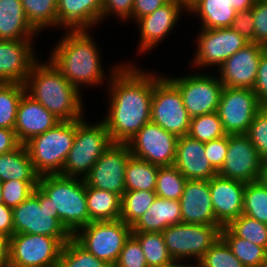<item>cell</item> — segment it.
Returning <instances> with one entry per match:
<instances>
[{"mask_svg":"<svg viewBox=\"0 0 267 267\" xmlns=\"http://www.w3.org/2000/svg\"><path fill=\"white\" fill-rule=\"evenodd\" d=\"M75 134L76 121H60L24 144L34 169L40 176L62 172Z\"/></svg>","mask_w":267,"mask_h":267,"instance_id":"6","label":"cell"},{"mask_svg":"<svg viewBox=\"0 0 267 267\" xmlns=\"http://www.w3.org/2000/svg\"><path fill=\"white\" fill-rule=\"evenodd\" d=\"M15 234H40L57 238L63 245L72 234L58 219L51 199L38 186L19 206L12 208Z\"/></svg>","mask_w":267,"mask_h":267,"instance_id":"5","label":"cell"},{"mask_svg":"<svg viewBox=\"0 0 267 267\" xmlns=\"http://www.w3.org/2000/svg\"><path fill=\"white\" fill-rule=\"evenodd\" d=\"M263 107L253 89L224 87L217 113L227 135L246 134Z\"/></svg>","mask_w":267,"mask_h":267,"instance_id":"14","label":"cell"},{"mask_svg":"<svg viewBox=\"0 0 267 267\" xmlns=\"http://www.w3.org/2000/svg\"><path fill=\"white\" fill-rule=\"evenodd\" d=\"M24 85L26 93L60 121H76L84 117L81 91L50 60L37 61Z\"/></svg>","mask_w":267,"mask_h":267,"instance_id":"3","label":"cell"},{"mask_svg":"<svg viewBox=\"0 0 267 267\" xmlns=\"http://www.w3.org/2000/svg\"><path fill=\"white\" fill-rule=\"evenodd\" d=\"M253 91L259 102L267 106V49L261 55Z\"/></svg>","mask_w":267,"mask_h":267,"instance_id":"50","label":"cell"},{"mask_svg":"<svg viewBox=\"0 0 267 267\" xmlns=\"http://www.w3.org/2000/svg\"><path fill=\"white\" fill-rule=\"evenodd\" d=\"M182 223L178 200L156 197L149 209L131 226L132 232H162Z\"/></svg>","mask_w":267,"mask_h":267,"instance_id":"26","label":"cell"},{"mask_svg":"<svg viewBox=\"0 0 267 267\" xmlns=\"http://www.w3.org/2000/svg\"><path fill=\"white\" fill-rule=\"evenodd\" d=\"M246 183L215 175L209 179L210 197L217 223L228 226L243 212Z\"/></svg>","mask_w":267,"mask_h":267,"instance_id":"21","label":"cell"},{"mask_svg":"<svg viewBox=\"0 0 267 267\" xmlns=\"http://www.w3.org/2000/svg\"><path fill=\"white\" fill-rule=\"evenodd\" d=\"M237 237L249 240L267 250V224L241 214L227 226Z\"/></svg>","mask_w":267,"mask_h":267,"instance_id":"41","label":"cell"},{"mask_svg":"<svg viewBox=\"0 0 267 267\" xmlns=\"http://www.w3.org/2000/svg\"><path fill=\"white\" fill-rule=\"evenodd\" d=\"M3 203V198H2V182L0 181V204Z\"/></svg>","mask_w":267,"mask_h":267,"instance_id":"59","label":"cell"},{"mask_svg":"<svg viewBox=\"0 0 267 267\" xmlns=\"http://www.w3.org/2000/svg\"><path fill=\"white\" fill-rule=\"evenodd\" d=\"M231 28L243 36L249 43H255L253 7L238 11L233 19Z\"/></svg>","mask_w":267,"mask_h":267,"instance_id":"49","label":"cell"},{"mask_svg":"<svg viewBox=\"0 0 267 267\" xmlns=\"http://www.w3.org/2000/svg\"><path fill=\"white\" fill-rule=\"evenodd\" d=\"M132 235L139 241L148 267H165L175 262L161 232H132Z\"/></svg>","mask_w":267,"mask_h":267,"instance_id":"33","label":"cell"},{"mask_svg":"<svg viewBox=\"0 0 267 267\" xmlns=\"http://www.w3.org/2000/svg\"><path fill=\"white\" fill-rule=\"evenodd\" d=\"M138 67L125 61L107 80L109 105L101 120L113 143H127L150 122L154 72Z\"/></svg>","mask_w":267,"mask_h":267,"instance_id":"1","label":"cell"},{"mask_svg":"<svg viewBox=\"0 0 267 267\" xmlns=\"http://www.w3.org/2000/svg\"><path fill=\"white\" fill-rule=\"evenodd\" d=\"M113 267H148L139 241L131 234Z\"/></svg>","mask_w":267,"mask_h":267,"instance_id":"45","label":"cell"},{"mask_svg":"<svg viewBox=\"0 0 267 267\" xmlns=\"http://www.w3.org/2000/svg\"><path fill=\"white\" fill-rule=\"evenodd\" d=\"M170 0H134L132 10V21L153 13Z\"/></svg>","mask_w":267,"mask_h":267,"instance_id":"51","label":"cell"},{"mask_svg":"<svg viewBox=\"0 0 267 267\" xmlns=\"http://www.w3.org/2000/svg\"><path fill=\"white\" fill-rule=\"evenodd\" d=\"M159 166L131 156L125 169V191H155Z\"/></svg>","mask_w":267,"mask_h":267,"instance_id":"32","label":"cell"},{"mask_svg":"<svg viewBox=\"0 0 267 267\" xmlns=\"http://www.w3.org/2000/svg\"><path fill=\"white\" fill-rule=\"evenodd\" d=\"M189 261L190 260H188V262L186 261L187 264L185 262L175 261L171 265L165 267H198V263L194 262V264H190Z\"/></svg>","mask_w":267,"mask_h":267,"instance_id":"57","label":"cell"},{"mask_svg":"<svg viewBox=\"0 0 267 267\" xmlns=\"http://www.w3.org/2000/svg\"><path fill=\"white\" fill-rule=\"evenodd\" d=\"M0 234L9 239L15 234L12 208L4 203L0 204Z\"/></svg>","mask_w":267,"mask_h":267,"instance_id":"52","label":"cell"},{"mask_svg":"<svg viewBox=\"0 0 267 267\" xmlns=\"http://www.w3.org/2000/svg\"><path fill=\"white\" fill-rule=\"evenodd\" d=\"M131 234V226L119 219L90 222L78 229L72 238L86 251L113 267Z\"/></svg>","mask_w":267,"mask_h":267,"instance_id":"8","label":"cell"},{"mask_svg":"<svg viewBox=\"0 0 267 267\" xmlns=\"http://www.w3.org/2000/svg\"><path fill=\"white\" fill-rule=\"evenodd\" d=\"M0 267H9V238L0 234Z\"/></svg>","mask_w":267,"mask_h":267,"instance_id":"54","label":"cell"},{"mask_svg":"<svg viewBox=\"0 0 267 267\" xmlns=\"http://www.w3.org/2000/svg\"><path fill=\"white\" fill-rule=\"evenodd\" d=\"M86 198L90 222L120 219L121 197L116 193L86 185Z\"/></svg>","mask_w":267,"mask_h":267,"instance_id":"30","label":"cell"},{"mask_svg":"<svg viewBox=\"0 0 267 267\" xmlns=\"http://www.w3.org/2000/svg\"><path fill=\"white\" fill-rule=\"evenodd\" d=\"M25 16L32 27L43 32L57 28V0H21Z\"/></svg>","mask_w":267,"mask_h":267,"instance_id":"34","label":"cell"},{"mask_svg":"<svg viewBox=\"0 0 267 267\" xmlns=\"http://www.w3.org/2000/svg\"><path fill=\"white\" fill-rule=\"evenodd\" d=\"M131 156L126 143H112L83 178L85 184L122 197L125 192V169Z\"/></svg>","mask_w":267,"mask_h":267,"instance_id":"15","label":"cell"},{"mask_svg":"<svg viewBox=\"0 0 267 267\" xmlns=\"http://www.w3.org/2000/svg\"><path fill=\"white\" fill-rule=\"evenodd\" d=\"M198 267H245L220 237L203 255Z\"/></svg>","mask_w":267,"mask_h":267,"instance_id":"42","label":"cell"},{"mask_svg":"<svg viewBox=\"0 0 267 267\" xmlns=\"http://www.w3.org/2000/svg\"><path fill=\"white\" fill-rule=\"evenodd\" d=\"M185 11L187 12V8L181 2L170 0L153 13L138 19L135 23L140 30V40L137 45L139 49H136L139 50V54L151 52L150 50L161 44V41L163 43Z\"/></svg>","mask_w":267,"mask_h":267,"instance_id":"19","label":"cell"},{"mask_svg":"<svg viewBox=\"0 0 267 267\" xmlns=\"http://www.w3.org/2000/svg\"><path fill=\"white\" fill-rule=\"evenodd\" d=\"M189 137L200 142H209L226 136L222 122L217 112L207 113L191 118Z\"/></svg>","mask_w":267,"mask_h":267,"instance_id":"37","label":"cell"},{"mask_svg":"<svg viewBox=\"0 0 267 267\" xmlns=\"http://www.w3.org/2000/svg\"><path fill=\"white\" fill-rule=\"evenodd\" d=\"M25 85L20 83H0V128L14 129L17 108Z\"/></svg>","mask_w":267,"mask_h":267,"instance_id":"36","label":"cell"},{"mask_svg":"<svg viewBox=\"0 0 267 267\" xmlns=\"http://www.w3.org/2000/svg\"><path fill=\"white\" fill-rule=\"evenodd\" d=\"M134 0H102V19L105 20L106 17L115 15L116 18L126 20V22L132 19Z\"/></svg>","mask_w":267,"mask_h":267,"instance_id":"47","label":"cell"},{"mask_svg":"<svg viewBox=\"0 0 267 267\" xmlns=\"http://www.w3.org/2000/svg\"><path fill=\"white\" fill-rule=\"evenodd\" d=\"M101 19L102 0H57V30H89Z\"/></svg>","mask_w":267,"mask_h":267,"instance_id":"25","label":"cell"},{"mask_svg":"<svg viewBox=\"0 0 267 267\" xmlns=\"http://www.w3.org/2000/svg\"><path fill=\"white\" fill-rule=\"evenodd\" d=\"M27 148L21 144L15 150L0 154V181L39 180Z\"/></svg>","mask_w":267,"mask_h":267,"instance_id":"29","label":"cell"},{"mask_svg":"<svg viewBox=\"0 0 267 267\" xmlns=\"http://www.w3.org/2000/svg\"><path fill=\"white\" fill-rule=\"evenodd\" d=\"M38 186V180H9L2 182L3 203L11 208L24 202Z\"/></svg>","mask_w":267,"mask_h":267,"instance_id":"43","label":"cell"},{"mask_svg":"<svg viewBox=\"0 0 267 267\" xmlns=\"http://www.w3.org/2000/svg\"><path fill=\"white\" fill-rule=\"evenodd\" d=\"M228 149V135L205 142L206 158L210 161L211 165L219 171L223 166Z\"/></svg>","mask_w":267,"mask_h":267,"instance_id":"48","label":"cell"},{"mask_svg":"<svg viewBox=\"0 0 267 267\" xmlns=\"http://www.w3.org/2000/svg\"><path fill=\"white\" fill-rule=\"evenodd\" d=\"M156 197L155 191H125L121 197L120 220L132 226L149 209Z\"/></svg>","mask_w":267,"mask_h":267,"instance_id":"35","label":"cell"},{"mask_svg":"<svg viewBox=\"0 0 267 267\" xmlns=\"http://www.w3.org/2000/svg\"><path fill=\"white\" fill-rule=\"evenodd\" d=\"M220 225L175 224L161 233L174 261L185 262L189 258L196 263L221 237Z\"/></svg>","mask_w":267,"mask_h":267,"instance_id":"10","label":"cell"},{"mask_svg":"<svg viewBox=\"0 0 267 267\" xmlns=\"http://www.w3.org/2000/svg\"><path fill=\"white\" fill-rule=\"evenodd\" d=\"M255 2L256 0H230V4L237 12L252 8Z\"/></svg>","mask_w":267,"mask_h":267,"instance_id":"55","label":"cell"},{"mask_svg":"<svg viewBox=\"0 0 267 267\" xmlns=\"http://www.w3.org/2000/svg\"><path fill=\"white\" fill-rule=\"evenodd\" d=\"M93 124L85 118L76 120V134L63 170L65 177L84 178L102 155L113 143L102 120Z\"/></svg>","mask_w":267,"mask_h":267,"instance_id":"7","label":"cell"},{"mask_svg":"<svg viewBox=\"0 0 267 267\" xmlns=\"http://www.w3.org/2000/svg\"><path fill=\"white\" fill-rule=\"evenodd\" d=\"M177 140L176 135L150 121L126 144L132 156L164 167L174 165Z\"/></svg>","mask_w":267,"mask_h":267,"instance_id":"16","label":"cell"},{"mask_svg":"<svg viewBox=\"0 0 267 267\" xmlns=\"http://www.w3.org/2000/svg\"><path fill=\"white\" fill-rule=\"evenodd\" d=\"M263 160L267 159V106L254 117L246 134Z\"/></svg>","mask_w":267,"mask_h":267,"instance_id":"44","label":"cell"},{"mask_svg":"<svg viewBox=\"0 0 267 267\" xmlns=\"http://www.w3.org/2000/svg\"><path fill=\"white\" fill-rule=\"evenodd\" d=\"M38 187L50 197L58 219L72 235L90 223L84 179L45 174L39 177Z\"/></svg>","mask_w":267,"mask_h":267,"instance_id":"4","label":"cell"},{"mask_svg":"<svg viewBox=\"0 0 267 267\" xmlns=\"http://www.w3.org/2000/svg\"><path fill=\"white\" fill-rule=\"evenodd\" d=\"M57 267H112L86 251L73 238L62 248Z\"/></svg>","mask_w":267,"mask_h":267,"instance_id":"39","label":"cell"},{"mask_svg":"<svg viewBox=\"0 0 267 267\" xmlns=\"http://www.w3.org/2000/svg\"><path fill=\"white\" fill-rule=\"evenodd\" d=\"M63 244L55 237L14 234L9 239V267L57 266Z\"/></svg>","mask_w":267,"mask_h":267,"instance_id":"12","label":"cell"},{"mask_svg":"<svg viewBox=\"0 0 267 267\" xmlns=\"http://www.w3.org/2000/svg\"><path fill=\"white\" fill-rule=\"evenodd\" d=\"M20 145L14 129L0 128V154L11 152Z\"/></svg>","mask_w":267,"mask_h":267,"instance_id":"53","label":"cell"},{"mask_svg":"<svg viewBox=\"0 0 267 267\" xmlns=\"http://www.w3.org/2000/svg\"><path fill=\"white\" fill-rule=\"evenodd\" d=\"M89 31V32H88ZM88 29L67 30L56 42L48 58L61 74L76 88L97 87L123 64L112 65L109 75L102 69L98 43ZM107 77V78H106Z\"/></svg>","mask_w":267,"mask_h":267,"instance_id":"2","label":"cell"},{"mask_svg":"<svg viewBox=\"0 0 267 267\" xmlns=\"http://www.w3.org/2000/svg\"><path fill=\"white\" fill-rule=\"evenodd\" d=\"M197 48L193 54V67L203 71L207 67H217L249 42L238 32L229 28H200L196 37ZM200 68V69H199Z\"/></svg>","mask_w":267,"mask_h":267,"instance_id":"13","label":"cell"},{"mask_svg":"<svg viewBox=\"0 0 267 267\" xmlns=\"http://www.w3.org/2000/svg\"><path fill=\"white\" fill-rule=\"evenodd\" d=\"M181 2L186 8H188L195 0H175Z\"/></svg>","mask_w":267,"mask_h":267,"instance_id":"58","label":"cell"},{"mask_svg":"<svg viewBox=\"0 0 267 267\" xmlns=\"http://www.w3.org/2000/svg\"><path fill=\"white\" fill-rule=\"evenodd\" d=\"M267 49L257 43H248L218 68L217 76L224 87L253 89L262 53Z\"/></svg>","mask_w":267,"mask_h":267,"instance_id":"18","label":"cell"},{"mask_svg":"<svg viewBox=\"0 0 267 267\" xmlns=\"http://www.w3.org/2000/svg\"><path fill=\"white\" fill-rule=\"evenodd\" d=\"M168 77L180 91L189 116L195 117L217 112L224 86L217 75L208 72Z\"/></svg>","mask_w":267,"mask_h":267,"instance_id":"11","label":"cell"},{"mask_svg":"<svg viewBox=\"0 0 267 267\" xmlns=\"http://www.w3.org/2000/svg\"><path fill=\"white\" fill-rule=\"evenodd\" d=\"M263 159L245 134L228 135L225 162L218 175L244 183L256 182Z\"/></svg>","mask_w":267,"mask_h":267,"instance_id":"17","label":"cell"},{"mask_svg":"<svg viewBox=\"0 0 267 267\" xmlns=\"http://www.w3.org/2000/svg\"><path fill=\"white\" fill-rule=\"evenodd\" d=\"M187 179L174 166L159 167L155 192L158 197L178 200L183 194Z\"/></svg>","mask_w":267,"mask_h":267,"instance_id":"38","label":"cell"},{"mask_svg":"<svg viewBox=\"0 0 267 267\" xmlns=\"http://www.w3.org/2000/svg\"><path fill=\"white\" fill-rule=\"evenodd\" d=\"M150 121L177 137L185 136L189 131L191 117L184 107L182 95L162 74L154 73Z\"/></svg>","mask_w":267,"mask_h":267,"instance_id":"9","label":"cell"},{"mask_svg":"<svg viewBox=\"0 0 267 267\" xmlns=\"http://www.w3.org/2000/svg\"><path fill=\"white\" fill-rule=\"evenodd\" d=\"M179 202L182 223L219 225L212 206L209 180H187Z\"/></svg>","mask_w":267,"mask_h":267,"instance_id":"22","label":"cell"},{"mask_svg":"<svg viewBox=\"0 0 267 267\" xmlns=\"http://www.w3.org/2000/svg\"><path fill=\"white\" fill-rule=\"evenodd\" d=\"M221 238L245 267L267 265V250L255 243L237 237L227 226L221 229Z\"/></svg>","mask_w":267,"mask_h":267,"instance_id":"31","label":"cell"},{"mask_svg":"<svg viewBox=\"0 0 267 267\" xmlns=\"http://www.w3.org/2000/svg\"><path fill=\"white\" fill-rule=\"evenodd\" d=\"M59 122L58 118L25 92L18 104L14 130L19 142L25 144Z\"/></svg>","mask_w":267,"mask_h":267,"instance_id":"23","label":"cell"},{"mask_svg":"<svg viewBox=\"0 0 267 267\" xmlns=\"http://www.w3.org/2000/svg\"><path fill=\"white\" fill-rule=\"evenodd\" d=\"M33 41L0 40V83H25L39 60Z\"/></svg>","mask_w":267,"mask_h":267,"instance_id":"20","label":"cell"},{"mask_svg":"<svg viewBox=\"0 0 267 267\" xmlns=\"http://www.w3.org/2000/svg\"><path fill=\"white\" fill-rule=\"evenodd\" d=\"M37 35L25 16L21 0H0V40H35Z\"/></svg>","mask_w":267,"mask_h":267,"instance_id":"27","label":"cell"},{"mask_svg":"<svg viewBox=\"0 0 267 267\" xmlns=\"http://www.w3.org/2000/svg\"><path fill=\"white\" fill-rule=\"evenodd\" d=\"M257 181L267 189V159L262 162Z\"/></svg>","mask_w":267,"mask_h":267,"instance_id":"56","label":"cell"},{"mask_svg":"<svg viewBox=\"0 0 267 267\" xmlns=\"http://www.w3.org/2000/svg\"><path fill=\"white\" fill-rule=\"evenodd\" d=\"M255 43L267 47V0H256L253 5Z\"/></svg>","mask_w":267,"mask_h":267,"instance_id":"46","label":"cell"},{"mask_svg":"<svg viewBox=\"0 0 267 267\" xmlns=\"http://www.w3.org/2000/svg\"><path fill=\"white\" fill-rule=\"evenodd\" d=\"M174 166L187 180H209L218 173L206 158L205 143L188 135L178 137Z\"/></svg>","mask_w":267,"mask_h":267,"instance_id":"24","label":"cell"},{"mask_svg":"<svg viewBox=\"0 0 267 267\" xmlns=\"http://www.w3.org/2000/svg\"><path fill=\"white\" fill-rule=\"evenodd\" d=\"M242 214L267 224V189L258 181L245 185Z\"/></svg>","mask_w":267,"mask_h":267,"instance_id":"40","label":"cell"},{"mask_svg":"<svg viewBox=\"0 0 267 267\" xmlns=\"http://www.w3.org/2000/svg\"><path fill=\"white\" fill-rule=\"evenodd\" d=\"M187 13L199 16L203 29L229 28L237 11L230 4V0H195Z\"/></svg>","mask_w":267,"mask_h":267,"instance_id":"28","label":"cell"}]
</instances>
